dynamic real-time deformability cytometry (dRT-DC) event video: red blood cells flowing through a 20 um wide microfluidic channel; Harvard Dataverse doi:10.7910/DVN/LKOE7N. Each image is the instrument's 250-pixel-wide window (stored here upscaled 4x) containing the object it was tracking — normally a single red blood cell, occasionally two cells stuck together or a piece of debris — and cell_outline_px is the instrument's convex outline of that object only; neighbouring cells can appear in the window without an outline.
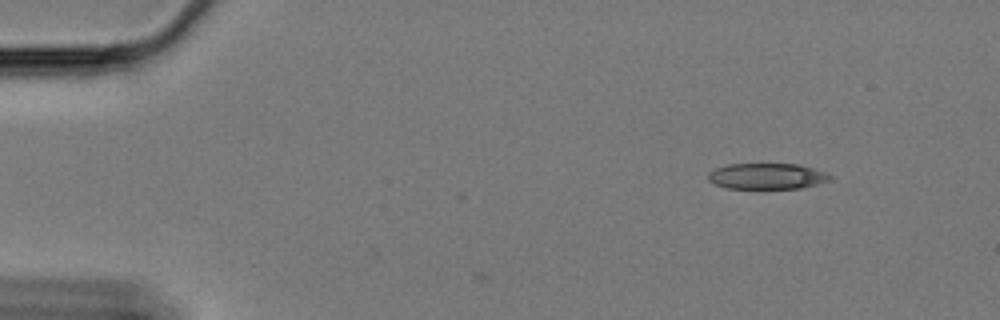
{"species": "Egyptian fruit bat (a non-hibernating species)", "species_latin": "Rousettus aegyptiacus", "temperature_condition": "cold", "stored_images_in_passage": 2, "camera_frame_rate_fps": 3000, "um_per_image_px": 0.085, "animal": {"sex": "female"}, "frame": {"image": 1, "passage_image": 2, "time_ms": 0.333, "image_size_px": [1000, 320], "cell_outline_px": [[836, 176], [832, 180], [800, 188], [724, 188], [708, 180], [708, 172], [716, 168], [728, 164], [800, 164]], "centroid_in_image_um": [65.22, 14.97], "position_along_channel_um": 19.8, "area_um2": 18.44}}